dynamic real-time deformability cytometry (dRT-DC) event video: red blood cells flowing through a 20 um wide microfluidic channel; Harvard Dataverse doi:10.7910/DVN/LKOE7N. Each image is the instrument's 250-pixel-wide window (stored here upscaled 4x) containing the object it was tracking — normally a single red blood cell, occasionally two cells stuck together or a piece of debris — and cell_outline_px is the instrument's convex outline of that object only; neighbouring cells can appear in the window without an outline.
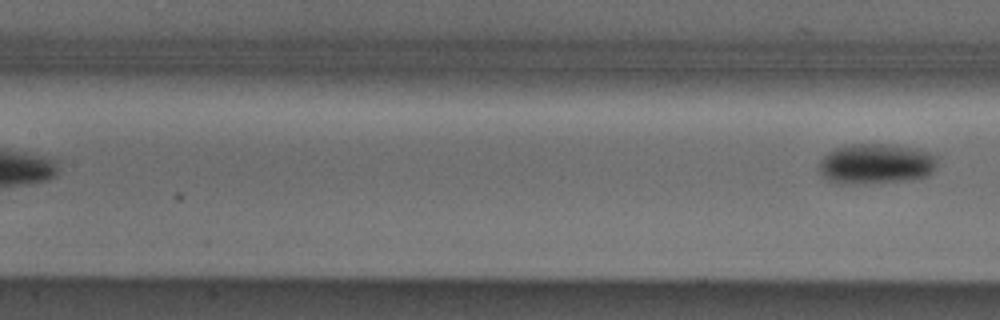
{"species": "Egyptian fruit bat (a non-hibernating species)", "species_latin": "Rousettus aegyptiacus", "temperature_condition": "cold", "stored_images_in_passage": 8, "segment_of_instrument_passage": [2, 2], "camera_frame_rate_fps": 3000, "um_per_image_px": 0.085, "animal": {"sex": "male"}, "frame": {"image": 1, "passage_image": 8, "time_ms": 2.333, "image_size_px": [1000, 320], "cell_outline_px": [[936, 168], [928, 176], [904, 180], [836, 184], [828, 180], [820, 172], [820, 160], [828, 152], [836, 148], [852, 144], [892, 144], [936, 152]], "centroid_in_image_um": [74.5, 13.9], "position_along_channel_um": 132.9, "area_um2": 27.69}}